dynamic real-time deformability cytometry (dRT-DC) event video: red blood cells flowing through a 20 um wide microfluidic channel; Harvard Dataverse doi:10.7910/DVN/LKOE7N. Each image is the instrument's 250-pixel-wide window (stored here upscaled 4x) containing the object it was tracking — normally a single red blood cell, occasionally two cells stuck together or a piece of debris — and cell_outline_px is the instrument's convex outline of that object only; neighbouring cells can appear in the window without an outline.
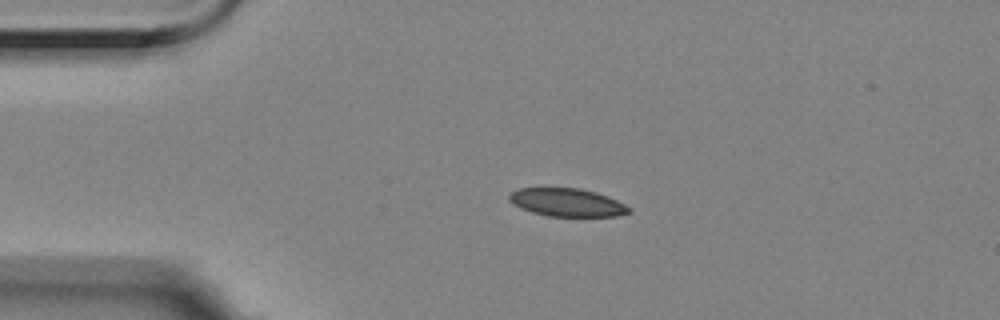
{"species": "Egyptian fruit bat (a non-hibernating species)", "species_latin": "Rousettus aegyptiacus", "temperature_condition": "room temperature", "stored_images_in_passage": 36, "camera_frame_rate_fps": 3000, "um_per_image_px": 0.085, "animal": {"sex": "female"}, "frame": {"image": 1, "passage_image": 1, "time_ms": 0.0, "image_size_px": [1000, 320], "cell_outline_px": [[632, 212], [616, 216], [548, 216], [532, 212], [520, 208], [512, 204], [508, 200], [508, 196], [512, 192], [520, 188], [580, 188], [596, 192], [608, 196], [632, 208]], "centroid_in_image_um": [48.2, 17.21], "position_along_channel_um": 36.8, "area_um2": 19.65}}
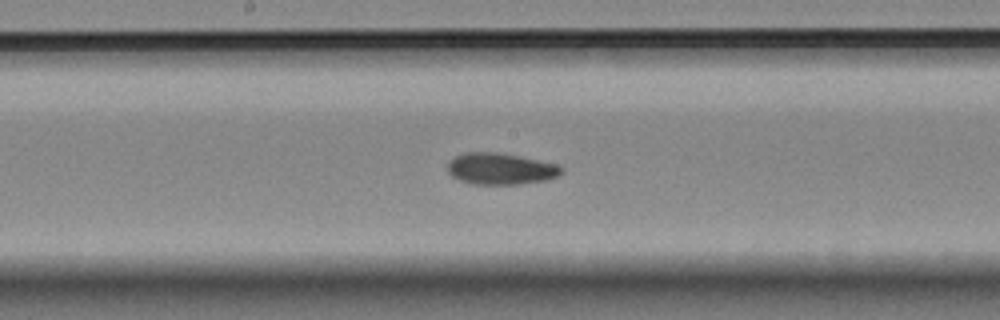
{"frame": {"image": 2, "passage_image": 18, "time_ms": 5.667, "image_size_px": [1000, 320], "cell_outline_px": [[564, 172], [556, 176], [544, 180], [516, 184], [472, 184], [460, 180], [452, 176], [448, 172], [448, 160], [464, 152], [500, 152], [556, 164], [564, 168]], "centroid_in_image_um": [42.52, 14.33], "position_along_channel_um": 205.7, "area_um2": 20.81}}
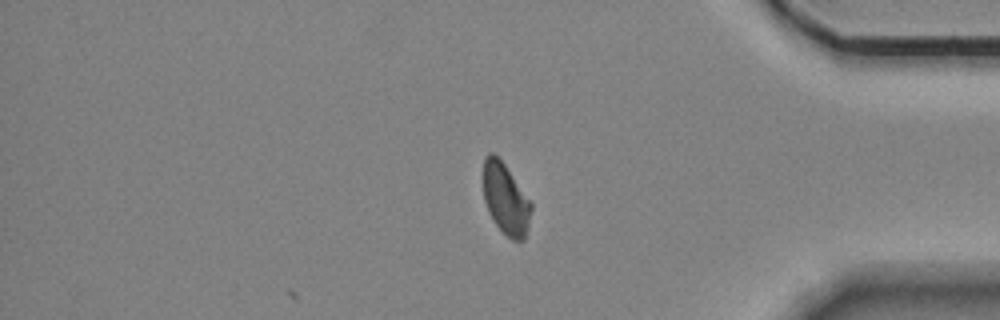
{"frame": {"image": 3, "passage_image": 36, "time_ms": 11.667, "image_size_px": [1000, 320], "cell_outline_px": [[532, 208], [528, 228], [524, 240], [512, 240], [496, 224], [488, 212], [484, 200], [484, 156], [488, 152], [492, 152], [504, 164], [532, 204]], "centroid_in_image_um": [42.98, 16.92], "position_along_channel_um": 392.2, "area_um2": 19.48}, "authors_computed_cell_mechanics": {"area_um2": 20.8369, "velocity_mm_per_s": 3.5177, "shape_relaxation_time_tau1_ms": 7.8608, "shape_relaxation_time_tau2_ms": 3.8976, "deformation_change_tau1": 0.1492, "deformation_change_tau2": 0.0732}}